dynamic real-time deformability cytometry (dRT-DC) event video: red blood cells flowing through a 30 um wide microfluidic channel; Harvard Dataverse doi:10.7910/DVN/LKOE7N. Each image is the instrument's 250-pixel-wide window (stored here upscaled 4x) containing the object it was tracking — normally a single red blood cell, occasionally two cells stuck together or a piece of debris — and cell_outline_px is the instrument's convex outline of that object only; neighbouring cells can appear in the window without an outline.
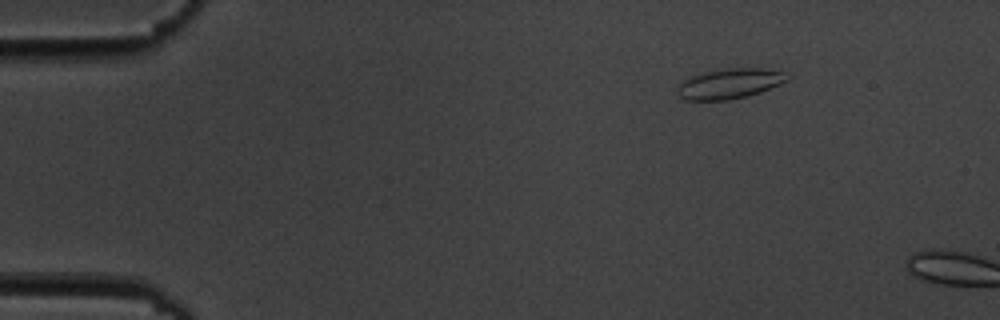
{"species": "common noctule bat (a hibernating species)", "species_latin": "Nyctalus noctula", "temperature_condition": "cold", "stored_images_in_passage": 3, "camera_frame_rate_fps": 3000, "um_per_image_px": 0.085, "animal": {"sex": "male", "body_mass_g": 19.5, "forearm_length_mm": 54.6}, "frame": {"image": 1, "passage_image": 2, "time_ms": 2.0, "image_size_px": [1000, 320], "cell_outline_px": [[788, 80], [780, 84], [760, 92], [728, 100], [688, 100], [680, 96], [676, 92], [676, 88], [684, 80], [692, 76], [708, 72], [728, 68], [760, 68], [784, 72], [788, 76]], "centroid_in_image_um": [62.01, 7.11], "position_along_channel_um": 23.0, "area_um2": 18.9}}